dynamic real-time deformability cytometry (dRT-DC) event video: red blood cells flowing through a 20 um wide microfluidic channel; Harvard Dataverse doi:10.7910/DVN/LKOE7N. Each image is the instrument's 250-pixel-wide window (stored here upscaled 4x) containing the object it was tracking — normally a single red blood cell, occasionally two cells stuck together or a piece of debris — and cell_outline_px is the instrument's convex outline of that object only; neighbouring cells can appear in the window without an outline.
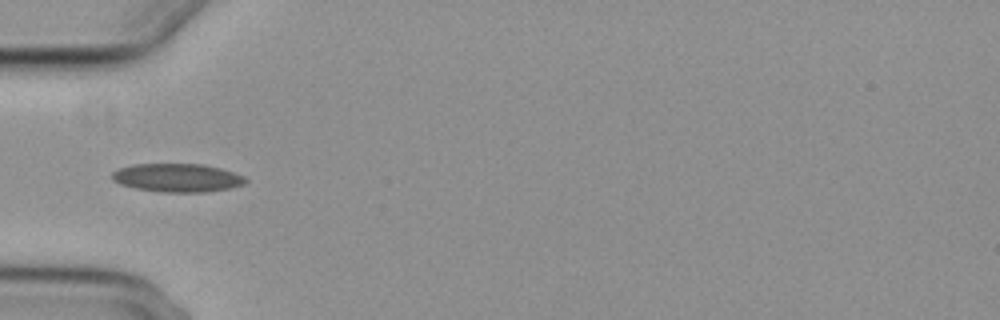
{"species": "common noctule bat (a hibernating species)", "species_latin": "Nyctalus noctula", "temperature_condition": "cold", "stored_images_in_passage": 5, "camera_frame_rate_fps": 3000, "um_per_image_px": 0.085, "animal": {"sex": "female", "body_mass_g": 29.2, "forearm_length_mm": 56.3}, "frame": {"image": 1, "passage_image": 5, "time_ms": 5.0, "image_size_px": [1000, 320], "cell_outline_px": [[248, 180], [244, 184], [228, 188], [208, 192], [160, 192], [136, 188], [120, 184], [112, 180], [112, 172], [120, 168], [132, 164], [204, 164], [220, 168], [244, 176]], "centroid_in_image_um": [15.06, 15.11], "position_along_channel_um": 69.9, "area_um2": 22.08}}